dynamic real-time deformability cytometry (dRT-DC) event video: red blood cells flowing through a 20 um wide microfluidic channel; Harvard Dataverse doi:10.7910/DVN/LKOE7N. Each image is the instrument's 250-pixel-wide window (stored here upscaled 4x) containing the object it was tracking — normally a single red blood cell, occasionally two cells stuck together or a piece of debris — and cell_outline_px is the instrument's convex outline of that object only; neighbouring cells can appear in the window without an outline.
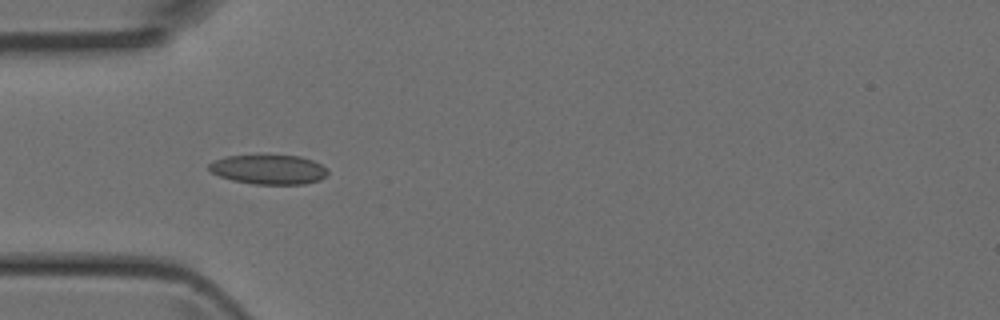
{"species": "Egyptian fruit bat (a non-hibernating species)", "species_latin": "Rousettus aegyptiacus", "temperature_condition": "room temperature", "stored_images_in_passage": 5, "camera_frame_rate_fps": 3000, "um_per_image_px": 0.085, "animal": {"sex": "female"}, "frame": {"image": 1, "passage_image": 4, "time_ms": 1.0, "image_size_px": [1000, 320], "cell_outline_px": [[328, 172], [320, 180], [304, 184], [252, 184], [232, 180], [220, 176], [212, 172], [208, 168], [208, 164], [224, 156], [300, 156], [312, 160], [328, 168]], "centroid_in_image_um": [22.85, 14.42], "position_along_channel_um": 62.2, "area_um2": 20.23}}
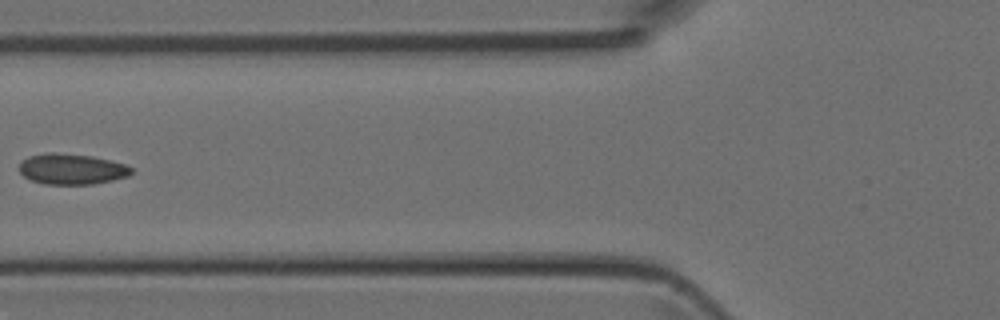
{"frame": {"image": 2, "passage_image": 5, "time_ms": 1.333, "image_size_px": [1000, 320], "cell_outline_px": [[132, 172], [128, 176], [112, 180], [92, 184], [44, 184], [32, 180], [24, 176], [20, 172], [20, 164], [28, 156], [48, 152], [52, 152], [92, 156], [124, 164], [132, 168]], "centroid_in_image_um": [6.08, 14.37], "position_along_channel_um": 119.7, "area_um2": 19.83}}